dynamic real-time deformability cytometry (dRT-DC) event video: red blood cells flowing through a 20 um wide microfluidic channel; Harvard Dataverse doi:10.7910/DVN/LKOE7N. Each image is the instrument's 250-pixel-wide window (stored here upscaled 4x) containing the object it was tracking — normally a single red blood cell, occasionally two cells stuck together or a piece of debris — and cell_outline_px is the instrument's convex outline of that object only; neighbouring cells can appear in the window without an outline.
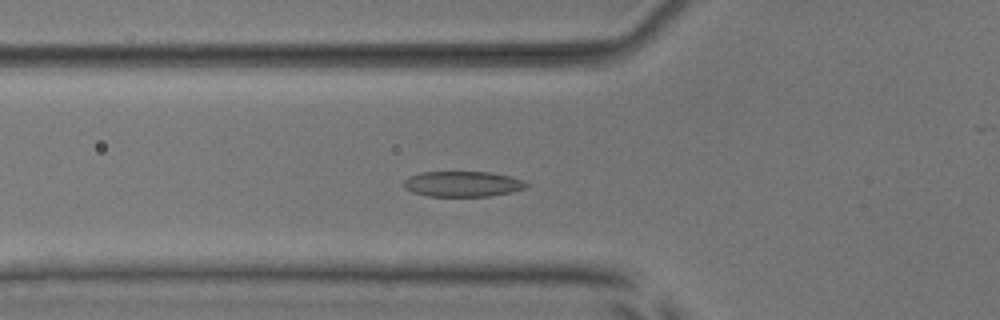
{"species": "common noctule bat (a hibernating species)", "species_latin": "Nyctalus noctula", "temperature_condition": "room temperature", "stored_images_in_passage": 48, "camera_frame_rate_fps": 3000, "um_per_image_px": 0.085, "animal": {"sex": "male", "body_mass_g": 17.9, "forearm_length_mm": 54.2}, "frame": {"image": 1, "passage_image": 12, "time_ms": 3.667, "image_size_px": [1000, 320], "cell_outline_px": [[528, 184], [524, 188], [512, 192], [488, 196], [428, 196], [412, 192], [404, 188], [404, 180], [408, 176], [420, 172], [492, 172], [512, 176], [524, 180]], "centroid_in_image_um": [39.32, 15.63], "position_along_channel_um": 86.5, "area_um2": 18.32}}
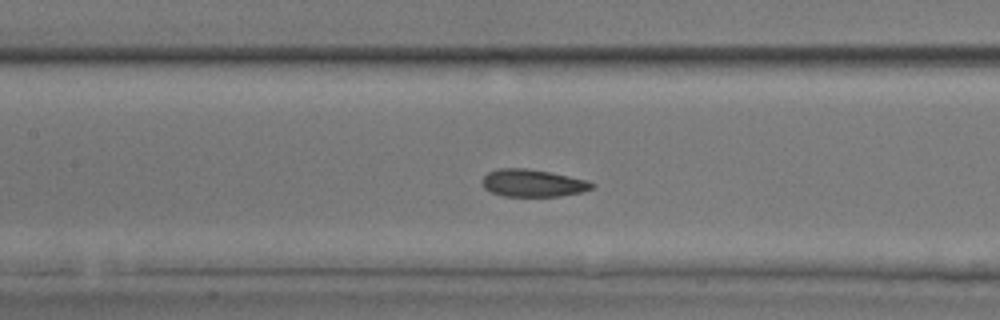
{"frame": {"image": 2, "passage_image": 18, "time_ms": 5.667, "image_size_px": [1000, 320], "cell_outline_px": [[596, 184], [592, 188], [580, 192], [560, 196], [504, 196], [492, 192], [484, 188], [480, 180], [488, 172], [500, 168], [528, 168], [588, 180]], "centroid_in_image_um": [45.26, 15.56], "position_along_channel_um": 162.1, "area_um2": 17.46}}
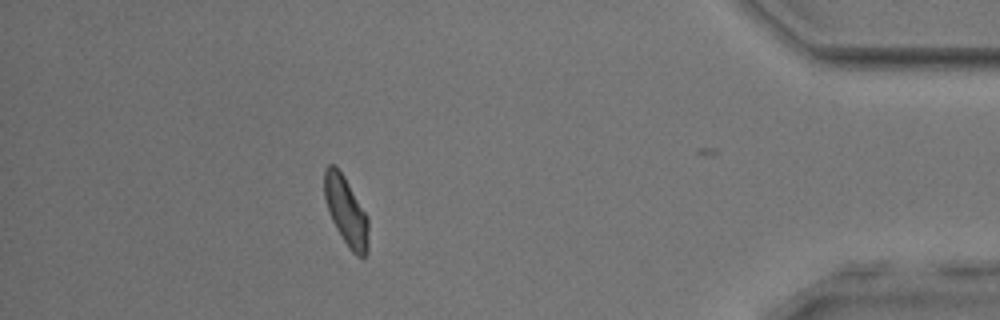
{"frame": {"image": 3, "passage_image": 41, "time_ms": 13.333, "image_size_px": [1000, 320], "cell_outline_px": [[368, 252], [364, 256], [356, 256], [348, 248], [336, 228], [328, 212], [324, 196], [324, 168], [328, 164], [336, 164], [344, 176], [368, 216]], "centroid_in_image_um": [29.41, 17.93], "position_along_channel_um": 405.8, "area_um2": 17.86}, "authors_computed_cell_mechanics": {"area_um2": 17.6579, "velocity_mm_per_s": 3.7791, "shape_relaxation_time_tau1_ms": 2.2494, "shape_relaxation_time_tau2_ms": 2.3489, "deformation_change_tau1": 0.0986, "deformation_change_tau2": 0.0928}}